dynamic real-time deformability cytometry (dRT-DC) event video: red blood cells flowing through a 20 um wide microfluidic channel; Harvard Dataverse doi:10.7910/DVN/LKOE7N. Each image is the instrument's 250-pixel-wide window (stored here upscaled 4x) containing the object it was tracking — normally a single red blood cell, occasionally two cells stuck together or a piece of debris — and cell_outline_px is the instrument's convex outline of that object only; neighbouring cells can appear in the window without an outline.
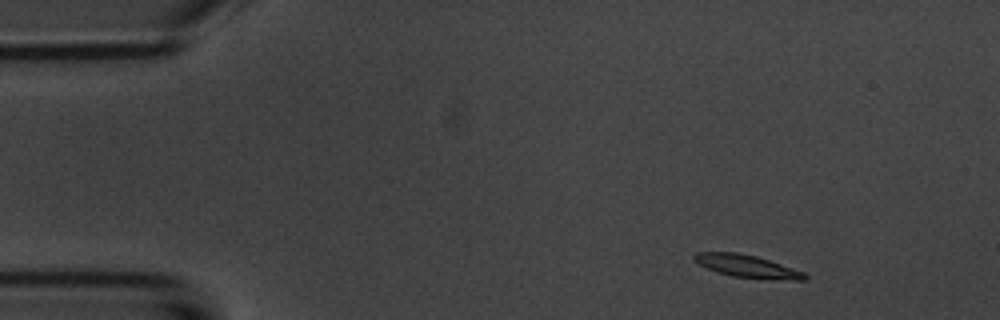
{"species": "common noctule bat (a hibernating species)", "species_latin": "Nyctalus noctula", "temperature_condition": "room temperature", "stored_images_in_passage": 5, "camera_frame_rate_fps": 3000, "um_per_image_px": 0.085, "animal": {"sex": "male", "body_mass_g": 20.1, "forearm_length_mm": 53.5}, "frame": {"image": 1, "passage_image": 1, "time_ms": 0.0, "image_size_px": [1000, 320], "cell_outline_px": [[808, 280], [792, 280], [732, 276], [716, 272], [692, 260], [692, 256], [696, 252], [736, 252], [756, 256], [804, 272], [808, 276]], "centroid_in_image_um": [63.47, 22.62], "position_along_channel_um": 21.5, "area_um2": 14.33}}
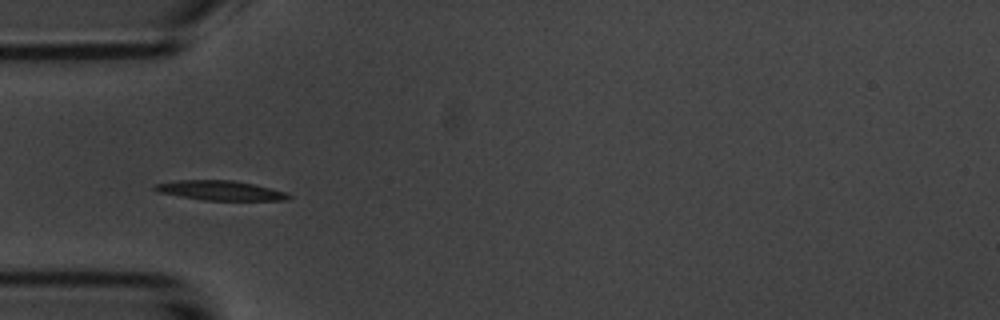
{"frame": {"image": 2, "passage_image": 4, "time_ms": 3.333, "image_size_px": [1000, 320], "cell_outline_px": [[292, 196], [288, 200], [204, 200], [180, 196], [160, 192], [152, 188], [152, 184], [176, 180], [232, 180], [252, 184], [288, 192]], "centroid_in_image_um": [18.72, 16.18], "position_along_channel_um": 66.3, "area_um2": 15.26}}